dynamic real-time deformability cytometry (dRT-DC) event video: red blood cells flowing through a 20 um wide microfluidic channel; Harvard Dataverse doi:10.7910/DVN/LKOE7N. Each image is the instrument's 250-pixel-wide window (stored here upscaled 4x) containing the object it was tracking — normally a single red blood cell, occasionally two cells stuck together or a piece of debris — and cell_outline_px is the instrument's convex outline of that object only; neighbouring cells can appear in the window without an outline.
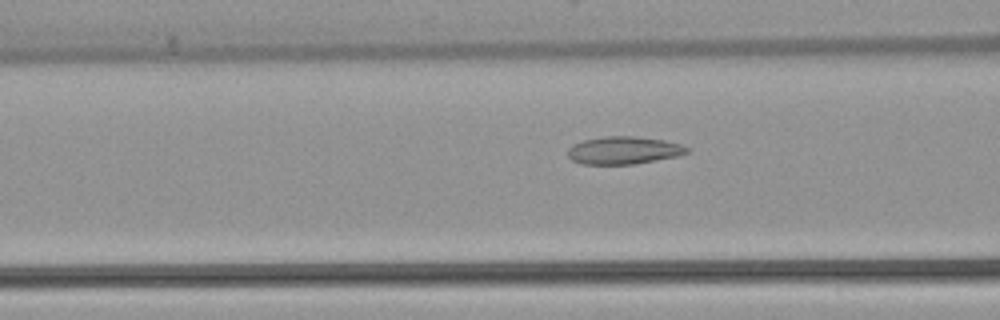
{"species": "common noctule bat (a hibernating species)", "species_latin": "Nyctalus noctula", "temperature_condition": "warm", "stored_images_in_passage": 53, "camera_frame_rate_fps": 3000, "um_per_image_px": 0.085, "animal": {"sex": "female", "body_mass_g": 22.7, "forearm_length_mm": 54.2}, "frame": {"image": 1, "passage_image": 21, "time_ms": 6.667, "image_size_px": [1000, 320], "cell_outline_px": [[688, 152], [676, 156], [656, 160], [632, 164], [580, 164], [572, 160], [568, 156], [568, 148], [572, 144], [584, 140], [604, 136], [632, 136], [664, 140], [680, 144], [688, 148]], "centroid_in_image_um": [52.96, 12.77], "position_along_channel_um": 113.6, "area_um2": 19.07}}
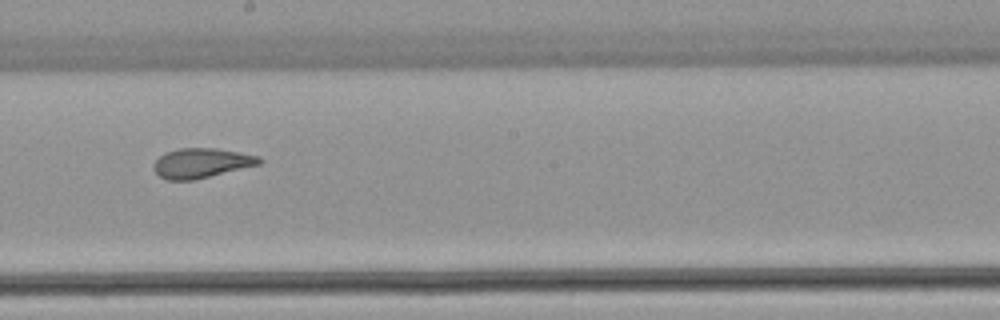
{"frame": {"image": 2, "passage_image": 30, "time_ms": 9.667, "image_size_px": [1000, 320], "cell_outline_px": [[264, 160], [260, 164], [192, 180], [168, 180], [160, 176], [152, 168], [152, 164], [164, 152], [180, 148], [216, 148], [260, 156]], "centroid_in_image_um": [17.1, 13.85], "position_along_channel_um": 231.1, "area_um2": 18.21}}
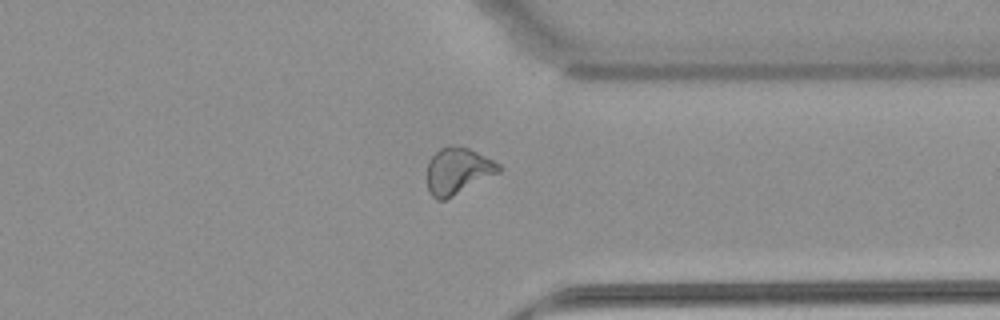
{"frame": {"image": 3, "passage_image": 41, "time_ms": 13.333, "image_size_px": [1000, 320], "cell_outline_px": [[504, 168], [500, 172], [444, 200], [436, 200], [428, 192], [428, 164], [432, 156], [440, 148], [448, 144], [456, 144], [468, 148], [500, 164]], "centroid_in_image_um": [38.91, 14.51], "position_along_channel_um": 372.5, "area_um2": 19.36}, "authors_computed_cell_mechanics": {"area_um2": 20.519, "velocity_mm_per_s": 3.9182, "shape_relaxation_time_tau1_ms": null, "shape_relaxation_time_tau2_ms": 1.543, "deformation_change_tau1": null, "deformation_change_tau2": 0.0794}}